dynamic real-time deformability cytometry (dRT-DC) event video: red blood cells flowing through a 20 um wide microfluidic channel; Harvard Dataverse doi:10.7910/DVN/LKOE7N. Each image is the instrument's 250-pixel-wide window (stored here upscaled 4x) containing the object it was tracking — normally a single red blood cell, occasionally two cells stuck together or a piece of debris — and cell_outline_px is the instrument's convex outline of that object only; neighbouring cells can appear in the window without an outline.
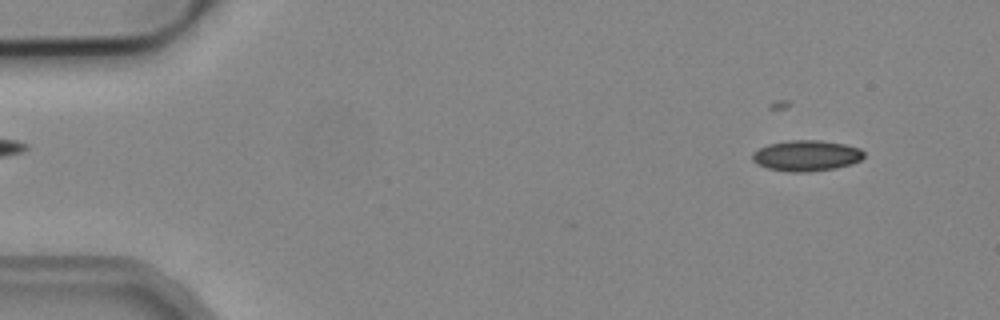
{"species": "common noctule bat (a hibernating species)", "species_latin": "Nyctalus noctula", "temperature_condition": "cold", "stored_images_in_passage": 4, "camera_frame_rate_fps": 3000, "um_per_image_px": 0.085, "animal": {"sex": "male", "body_mass_g": 19.2, "forearm_length_mm": 51.8}, "frame": {"image": 1, "passage_image": 1, "time_ms": 0.0, "image_size_px": [1000, 320], "cell_outline_px": [[864, 156], [860, 160], [852, 164], [836, 168], [808, 172], [788, 172], [768, 168], [756, 164], [752, 160], [752, 152], [768, 144], [788, 140], [820, 140], [844, 144], [860, 148], [864, 152]], "centroid_in_image_um": [68.53, 13.23], "position_along_channel_um": 16.5, "area_um2": 20.17}}
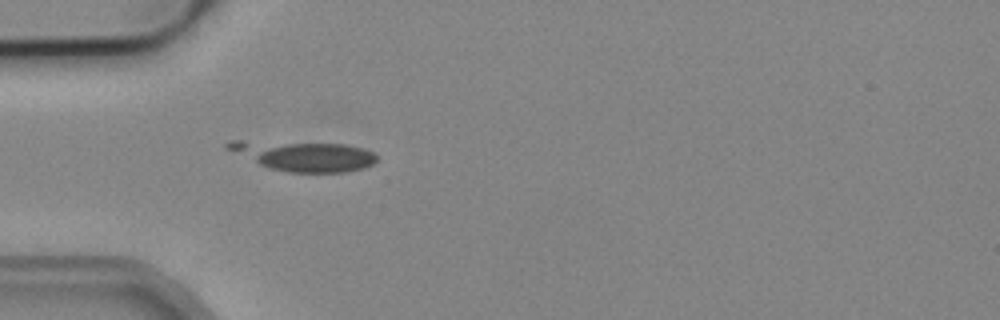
{"frame": {"image": 2, "passage_image": 4, "time_ms": 1.0, "image_size_px": [1000, 320], "cell_outline_px": [[376, 160], [372, 164], [364, 168], [344, 172], [288, 172], [268, 168], [224, 148], [224, 144], [232, 140], [240, 140], [344, 144], [360, 148], [372, 152], [376, 156]], "centroid_in_image_um": [25.76, 13.24], "position_along_channel_um": 59.2, "area_um2": 25.89}}